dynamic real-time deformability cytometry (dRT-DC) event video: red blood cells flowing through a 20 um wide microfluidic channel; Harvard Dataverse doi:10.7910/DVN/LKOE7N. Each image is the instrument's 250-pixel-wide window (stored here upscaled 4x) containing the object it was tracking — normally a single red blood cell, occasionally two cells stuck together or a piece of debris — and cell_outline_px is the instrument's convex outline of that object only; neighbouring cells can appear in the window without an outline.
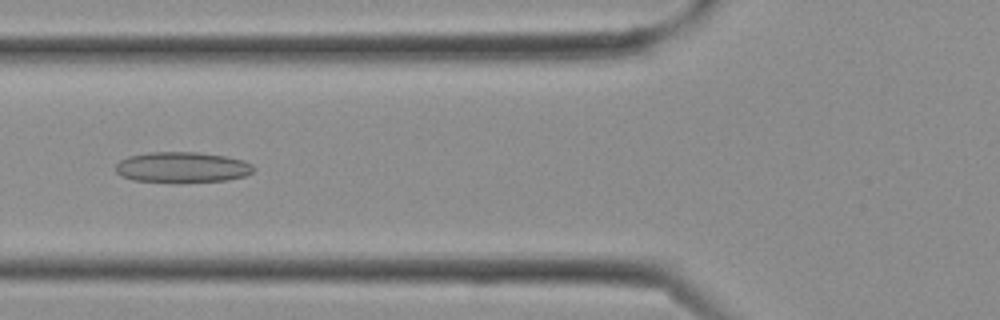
{"species": "Egyptian fruit bat (a non-hibernating species)", "species_latin": "Rousettus aegyptiacus", "temperature_condition": "cold", "stored_images_in_passage": 13, "camera_frame_rate_fps": 3000, "um_per_image_px": 0.085, "frame": {"image": 1, "passage_image": 10, "time_ms": 3.0, "image_size_px": [1000, 320], "cell_outline_px": [[256, 168], [252, 172], [244, 176], [228, 180], [180, 184], [132, 180], [120, 176], [116, 172], [116, 164], [120, 160], [128, 156], [148, 152], [196, 152], [228, 156], [244, 160], [252, 164]], "centroid_in_image_um": [15.49, 14.24], "position_along_channel_um": 110.3, "area_um2": 25.43}}
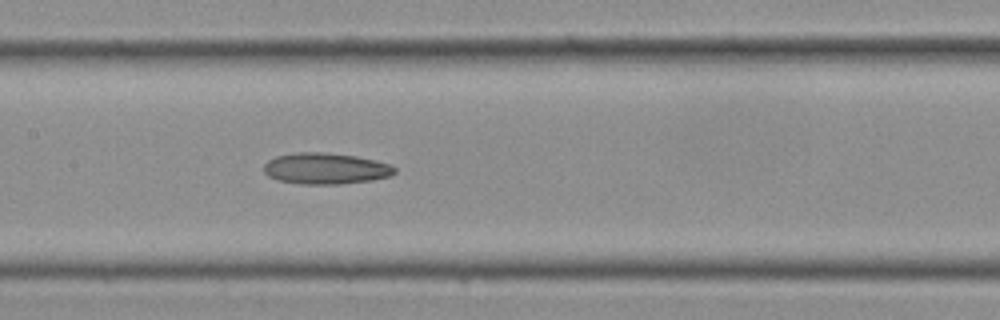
{"frame": {"image": 2, "passage_image": 13, "time_ms": 4.0, "image_size_px": [1000, 320], "cell_outline_px": [[396, 172], [388, 176], [372, 180], [340, 184], [300, 184], [276, 180], [268, 176], [264, 172], [264, 164], [268, 160], [276, 156], [296, 152], [324, 152], [356, 156], [376, 160], [388, 164], [396, 168]], "centroid_in_image_um": [27.65, 14.32], "position_along_channel_um": 179.8, "area_um2": 23.87}}